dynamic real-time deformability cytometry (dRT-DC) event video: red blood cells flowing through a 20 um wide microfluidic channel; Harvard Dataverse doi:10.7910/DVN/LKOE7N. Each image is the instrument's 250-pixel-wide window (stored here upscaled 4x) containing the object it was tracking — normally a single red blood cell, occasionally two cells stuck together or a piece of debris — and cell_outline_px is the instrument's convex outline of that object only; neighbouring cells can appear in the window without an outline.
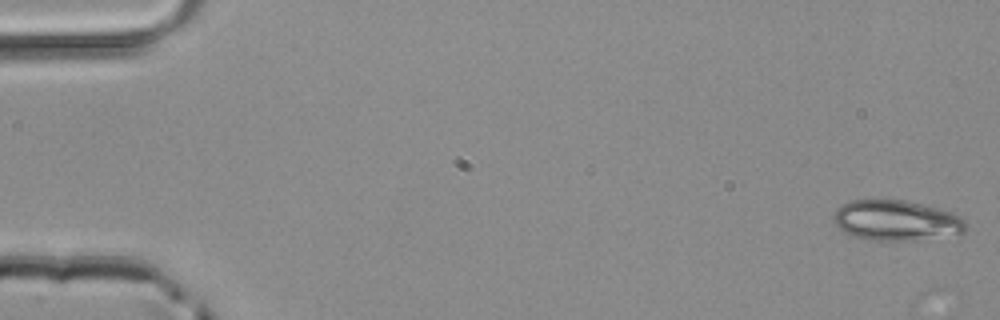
{"species": "common noctule bat (a hibernating species)", "species_latin": "Nyctalus noctula", "temperature_condition": "room temperature", "stored_images_in_passage": 3, "camera_frame_rate_fps": 3000, "um_per_image_px": 0.085, "animal": {"sex": "male", "body_mass_g": 20.4}, "frame": {"image": 1, "passage_image": 1, "time_ms": 0.0, "image_size_px": [1000, 320], "cell_outline_px": [[968, 228], [964, 232], [912, 240], [872, 240], [856, 236], [840, 228], [832, 220], [832, 216], [836, 208], [852, 200], [908, 200], [940, 208], [952, 212], [960, 216], [968, 224]], "centroid_in_image_um": [76.2, 18.71], "position_along_channel_um": 8.8, "area_um2": 30.87}}